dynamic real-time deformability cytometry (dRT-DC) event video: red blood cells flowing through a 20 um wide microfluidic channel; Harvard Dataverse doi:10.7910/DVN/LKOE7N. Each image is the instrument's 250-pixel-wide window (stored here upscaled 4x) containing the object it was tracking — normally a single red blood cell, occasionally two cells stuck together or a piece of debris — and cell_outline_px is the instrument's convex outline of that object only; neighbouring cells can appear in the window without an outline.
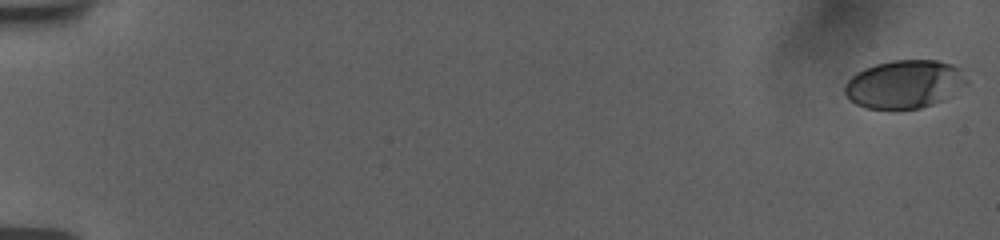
{"species": "human", "species_latin": "Homo sapiens", "temperature_condition": "room temperature", "stored_images_in_passage": 56, "camera_frame_rate_fps": 3000, "um_per_image_px": 0.085, "donor": {"sex": "female"}, "frame": {"image": 1, "passage_image": 1, "time_ms": 0.0, "image_size_px": [1000, 240], "cell_outline_px": [[968, 84], [952, 96], [944, 100], [920, 108], [896, 112], [868, 108], [856, 104], [844, 92], [844, 84], [856, 72], [864, 68], [876, 64], [892, 60], [936, 60], [952, 64], [960, 68], [968, 80]], "centroid_in_image_um": [76.9, 7.19], "position_along_channel_um": 8.1, "area_um2": 35.08}}
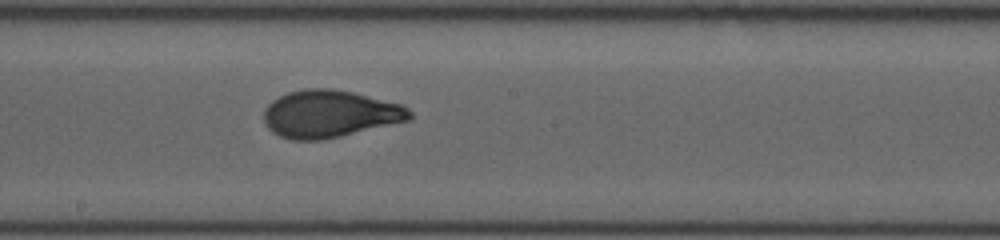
{"frame": {"image": 2, "passage_image": 33, "time_ms": 10.667, "image_size_px": [1000, 240], "cell_outline_px": [[412, 116], [408, 120], [324, 140], [292, 140], [280, 136], [272, 132], [264, 124], [264, 108], [272, 100], [288, 92], [304, 88], [332, 88], [352, 92], [400, 104], [408, 108], [412, 112]], "centroid_in_image_um": [27.98, 9.68], "position_along_channel_um": 220.2, "area_um2": 40.17}}
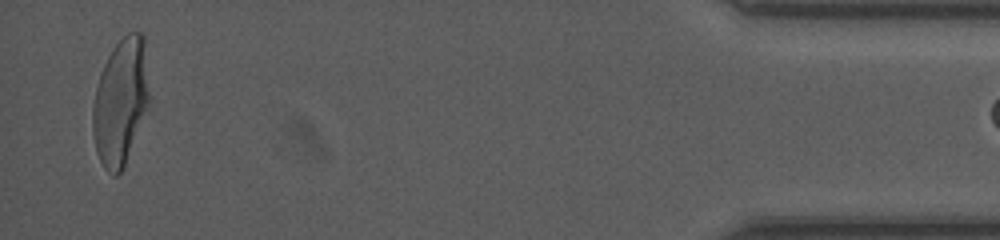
{"frame": {"image": 3, "passage_image": 55, "time_ms": 18.0, "image_size_px": [1000, 240], "cell_outline_px": [[152, 104], [124, 164], [120, 172], [116, 176], [112, 176], [104, 168], [96, 152], [92, 132], [92, 104], [100, 72], [112, 48], [128, 32], [140, 32], [144, 36]], "centroid_in_image_um": [10.29, 8.64], "position_along_channel_um": 424.9, "area_um2": 42.66}}